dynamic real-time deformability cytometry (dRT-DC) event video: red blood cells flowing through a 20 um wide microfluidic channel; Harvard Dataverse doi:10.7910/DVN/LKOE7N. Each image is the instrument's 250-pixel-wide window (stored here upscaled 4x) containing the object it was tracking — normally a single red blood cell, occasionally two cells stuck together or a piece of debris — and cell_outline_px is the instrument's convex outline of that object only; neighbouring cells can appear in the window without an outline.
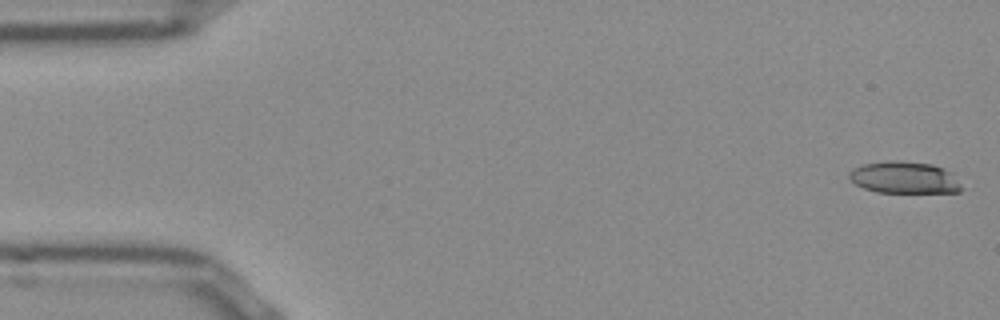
{"species": "Egyptian fruit bat (a non-hibernating species)", "species_latin": "Rousettus aegyptiacus", "temperature_condition": "room temperature", "stored_images_in_passage": 52, "camera_frame_rate_fps": 3000, "um_per_image_px": 0.085, "frame": {"image": 1, "passage_image": 1, "time_ms": 0.0, "image_size_px": [1000, 320], "cell_outline_px": [[960, 192], [876, 192], [864, 188], [856, 184], [848, 176], [848, 172], [864, 164], [888, 160], [900, 160], [932, 164], [944, 168], [952, 172], [960, 184]], "centroid_in_image_um": [76.87, 15.08], "position_along_channel_um": 8.1, "area_um2": 20.81}}
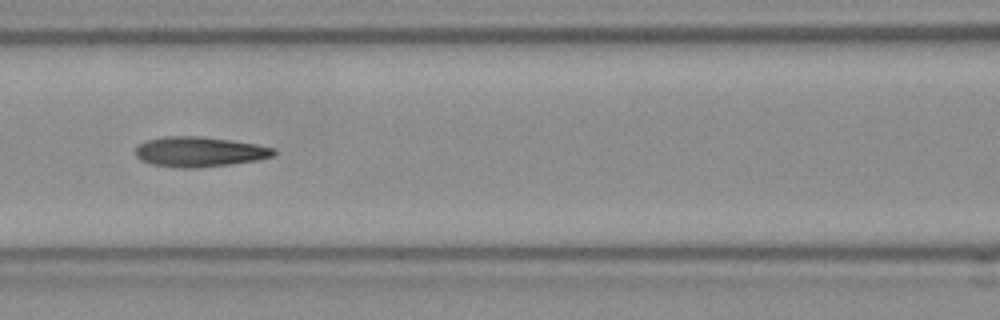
{"frame": {"image": 2, "passage_image": 22, "time_ms": 7.0, "image_size_px": [1000, 320], "cell_outline_px": [[276, 152], [272, 156], [256, 160], [232, 164], [196, 168], [180, 168], [152, 164], [140, 160], [136, 156], [136, 148], [140, 144], [148, 140], [164, 136], [200, 136], [232, 140], [256, 144], [276, 148]], "centroid_in_image_um": [16.96, 12.9], "position_along_channel_um": 149.6, "area_um2": 24.22}}
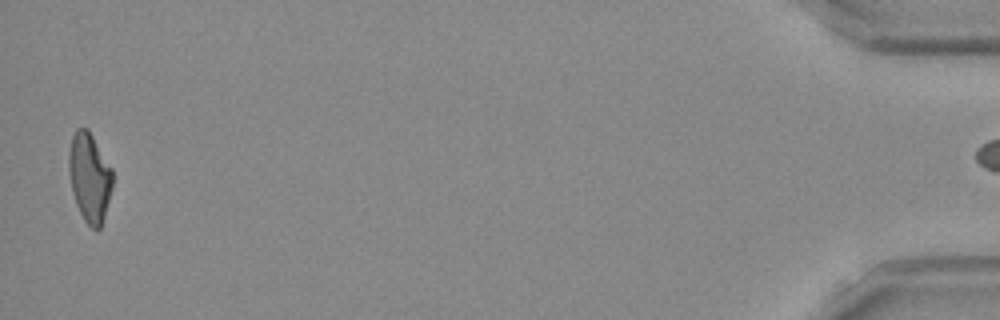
{"frame": {"image": 3, "passage_image": 51, "time_ms": 16.667, "image_size_px": [1000, 320], "cell_outline_px": [[112, 188], [104, 216], [100, 228], [96, 232], [84, 220], [76, 204], [72, 188], [68, 168], [68, 152], [72, 136], [76, 128], [88, 128], [112, 168]], "centroid_in_image_um": [7.6, 15.06], "position_along_channel_um": 427.6, "area_um2": 22.66}, "authors_computed_cell_mechanics": {"area_um2": 23.0044, "velocity_mm_per_s": 3.8948, "shape_relaxation_time_tau1_ms": null, "shape_relaxation_time_tau2_ms": 4.1539, "deformation_change_tau1": null, "deformation_change_tau2": 0.144}}